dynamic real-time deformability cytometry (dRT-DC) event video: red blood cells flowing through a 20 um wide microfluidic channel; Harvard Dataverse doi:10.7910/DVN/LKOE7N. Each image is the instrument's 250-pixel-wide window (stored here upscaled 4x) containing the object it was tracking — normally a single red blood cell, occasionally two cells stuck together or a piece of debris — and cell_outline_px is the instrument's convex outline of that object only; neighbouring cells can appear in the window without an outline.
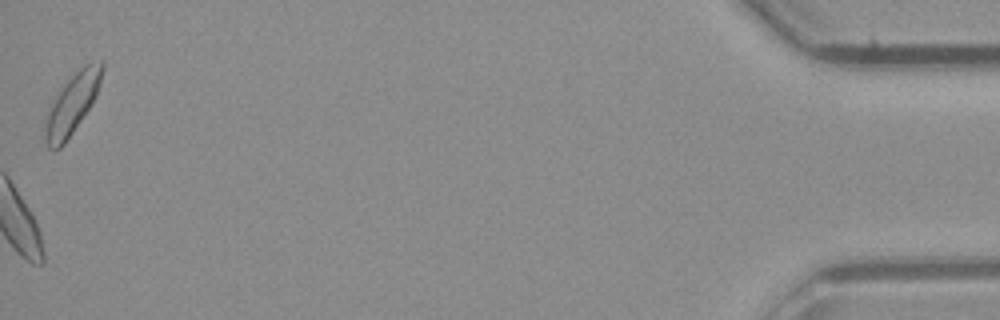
{"species": "common noctule bat (a hibernating species)", "species_latin": "Nyctalus noctula", "temperature_condition": "room temperature", "stored_images_in_passage": 48, "camera_frame_rate_fps": 3000, "um_per_image_px": 0.085, "animal": {"sex": "male", "body_mass_g": 23.1, "forearm_length_mm": 52.7}, "frame": {"image": 1, "passage_image": 48, "time_ms": 15.667, "image_size_px": [1000, 320], "cell_outline_px": [[104, 68], [100, 84], [96, 96], [64, 144], [60, 148], [48, 148], [44, 136], [48, 112], [60, 84], [84, 64], [100, 60], [104, 60]], "centroid_in_image_um": [6.15, 8.73], "position_along_channel_um": 429.1, "area_um2": 19.88}, "authors_computed_cell_mechanics": {"area_um2": 20.0566, "velocity_mm_per_s": 4.3236, "shape_relaxation_time_tau1_ms": 8.2915, "shape_relaxation_time_tau2_ms": 2.5409, "deformation_change_tau1": 0.101, "deformation_change_tau2": 0.0726}}